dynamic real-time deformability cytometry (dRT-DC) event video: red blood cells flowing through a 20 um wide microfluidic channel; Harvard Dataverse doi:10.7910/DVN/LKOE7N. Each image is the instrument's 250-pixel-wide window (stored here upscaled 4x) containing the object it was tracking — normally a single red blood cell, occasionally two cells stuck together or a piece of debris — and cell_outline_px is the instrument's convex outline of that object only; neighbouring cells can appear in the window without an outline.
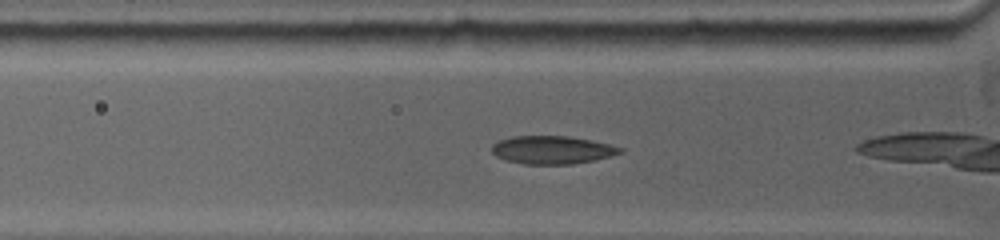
{"species": "common noctule bat (a hibernating species)", "species_latin": "Nyctalus noctula", "temperature_condition": "warm", "stored_images_in_passage": 39, "camera_frame_rate_fps": 5000, "um_per_image_px": 0.085, "animal": {"sex": "female", "body_mass_g": 19.0, "forearm_length_mm": 53.3}, "frame": {"image": 1, "passage_image": 5, "time_ms": 1.4, "image_size_px": [1000, 240], "cell_outline_px": [[624, 148], [620, 152], [608, 156], [592, 160], [572, 164], [524, 164], [508, 160], [496, 156], [492, 152], [492, 144], [500, 140], [512, 136], [568, 136], [608, 144]], "centroid_in_image_um": [46.88, 12.74], "position_along_channel_um": 78.9, "area_um2": 20.58}}
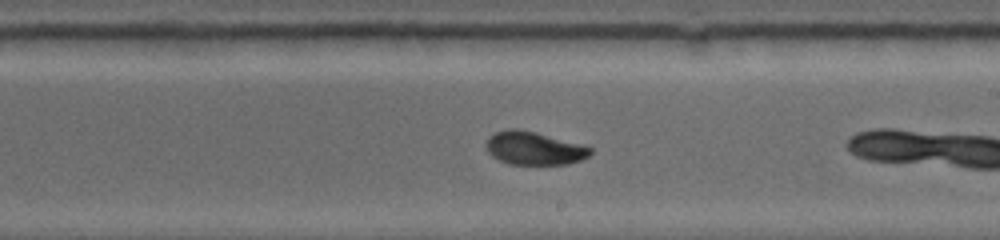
{"frame": {"image": 2, "passage_image": 25, "time_ms": 5.6, "image_size_px": [1000, 240], "cell_outline_px": [[592, 152], [588, 156], [580, 160], [568, 164], [512, 164], [500, 160], [492, 156], [488, 152], [488, 140], [496, 132], [508, 128], [520, 128], [536, 132], [592, 148]], "centroid_in_image_um": [45.4, 12.6], "position_along_channel_um": 243.6, "area_um2": 19.71}}
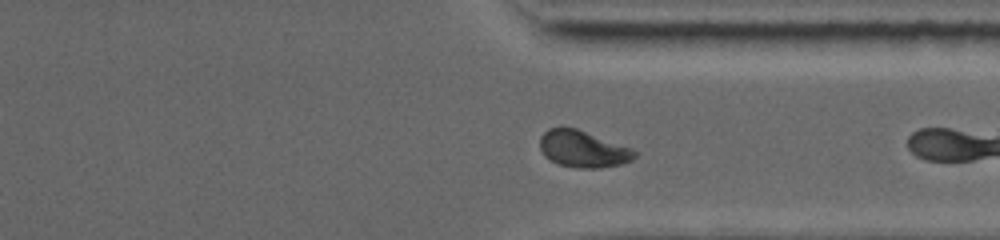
{"frame": {"image": 3, "passage_image": 36, "time_ms": 8.6, "image_size_px": [1000, 240], "cell_outline_px": [[636, 156], [620, 164], [600, 168], [580, 168], [560, 164], [544, 156], [540, 148], [540, 136], [548, 128], [576, 128], [628, 148], [636, 152]], "centroid_in_image_um": [49.48, 12.67], "position_along_channel_um": 361.9, "area_um2": 19.59}, "authors_computed_cell_mechanics": {"area_um2": 20.23, "velocity_mm_per_s": 3.9231, "shape_relaxation_time_tau1_ms": 6.3098, "shape_relaxation_time_tau2_ms": null, "deformation_change_tau1": 0.1897, "deformation_change_tau2": null}}